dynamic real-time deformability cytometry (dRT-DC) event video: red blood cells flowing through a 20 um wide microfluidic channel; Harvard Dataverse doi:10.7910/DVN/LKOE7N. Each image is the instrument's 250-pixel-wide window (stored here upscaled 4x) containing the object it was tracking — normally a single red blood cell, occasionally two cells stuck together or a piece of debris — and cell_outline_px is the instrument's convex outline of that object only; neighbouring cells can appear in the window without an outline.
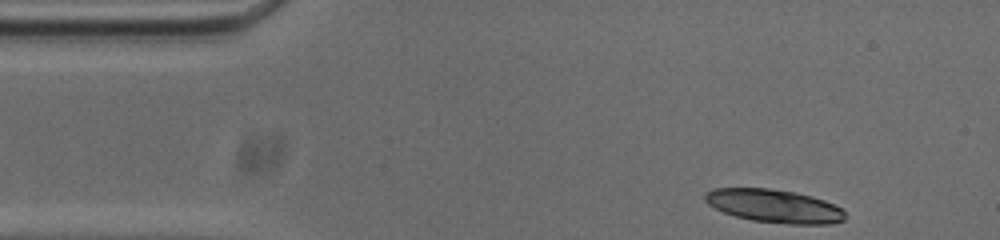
{"species": "common noctule bat (a hibernating species)", "species_latin": "Nyctalus noctula", "temperature_condition": "cold", "stored_images_in_passage": 29, "segment_of_instrument_passage": [1, 2], "camera_frame_rate_fps": 3000, "um_per_image_px": 0.085, "animal": {"sex": "male", "body_mass_g": 20.0, "forearm_length_mm": 53.3}, "frame": {"image": 1, "passage_image": 1, "time_ms": 0.0, "image_size_px": [1000, 240], "cell_outline_px": [[844, 220], [832, 224], [788, 224], [752, 220], [736, 216], [724, 212], [708, 204], [704, 200], [704, 192], [712, 188], [768, 188], [796, 192], [812, 196], [824, 200], [844, 208]], "centroid_in_image_um": [65.81, 17.5], "position_along_channel_um": 19.2, "area_um2": 27.28}}